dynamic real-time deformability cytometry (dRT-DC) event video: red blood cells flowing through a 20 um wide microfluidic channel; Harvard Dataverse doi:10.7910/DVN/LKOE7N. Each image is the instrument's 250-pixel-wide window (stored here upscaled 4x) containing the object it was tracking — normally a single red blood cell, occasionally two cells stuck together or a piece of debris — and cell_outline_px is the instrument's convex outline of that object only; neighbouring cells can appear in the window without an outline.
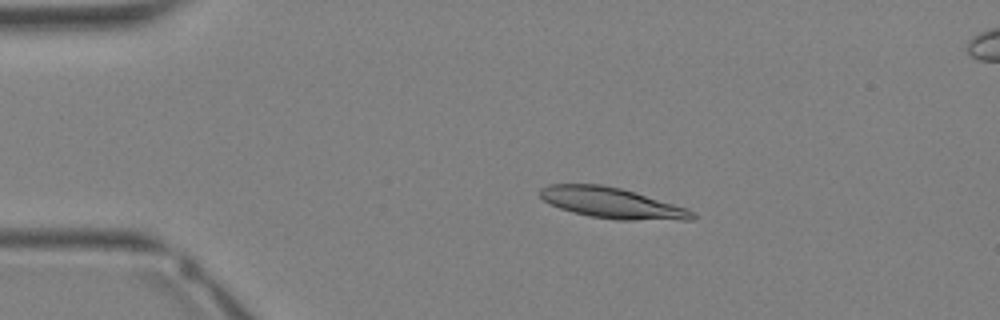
{"species": "Egyptian fruit bat (a non-hibernating species)", "species_latin": "Rousettus aegyptiacus", "temperature_condition": "warm", "stored_images_in_passage": 17, "camera_frame_rate_fps": 3000, "um_per_image_px": 0.085, "animal": {"sex": "female"}, "frame": {"image": 1, "passage_image": 7, "time_ms": 2.0, "image_size_px": [1000, 320], "cell_outline_px": [[696, 216], [692, 220], [616, 220], [588, 216], [560, 208], [544, 200], [540, 196], [540, 188], [548, 184], [600, 184], [620, 188], [688, 208]], "centroid_in_image_um": [52.02, 17.26], "position_along_channel_um": 33.0, "area_um2": 27.11}}
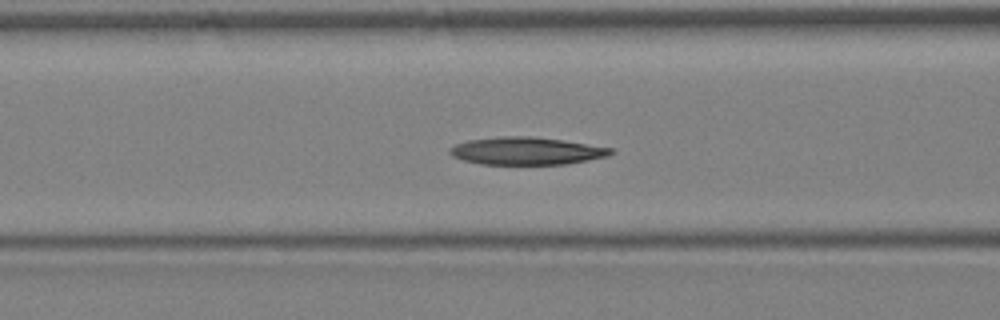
{"frame": {"image": 2, "passage_image": 14, "time_ms": 4.333, "image_size_px": [1000, 320], "cell_outline_px": [[616, 152], [608, 156], [588, 160], [564, 164], [480, 164], [464, 160], [452, 156], [448, 152], [448, 148], [456, 144], [468, 140], [500, 136], [532, 136], [564, 140], [616, 148]], "centroid_in_image_um": [44.79, 12.82], "position_along_channel_um": 121.8, "area_um2": 26.13}}
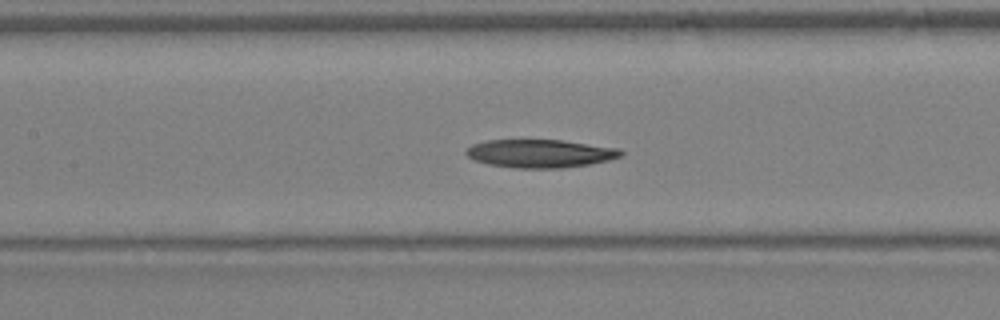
{"frame": {"image": 3, "passage_image": 16, "time_ms": 5.0, "image_size_px": [1000, 320], "cell_outline_px": [[624, 152], [620, 156], [608, 160], [588, 164], [560, 168], [512, 168], [488, 164], [476, 160], [468, 156], [464, 152], [472, 144], [488, 140], [560, 140], [620, 148]], "centroid_in_image_um": [45.9, 13.04], "position_along_channel_um": 161.5, "area_um2": 25.26}}